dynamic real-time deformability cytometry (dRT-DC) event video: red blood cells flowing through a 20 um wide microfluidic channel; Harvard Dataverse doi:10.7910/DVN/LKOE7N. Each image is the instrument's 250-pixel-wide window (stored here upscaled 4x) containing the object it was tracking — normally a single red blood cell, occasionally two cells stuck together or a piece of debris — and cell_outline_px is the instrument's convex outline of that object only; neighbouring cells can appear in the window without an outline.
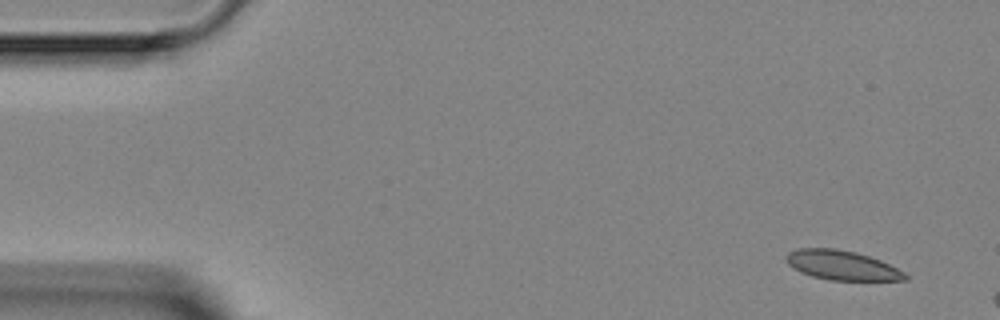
{"species": "Egyptian fruit bat (a non-hibernating species)", "species_latin": "Rousettus aegyptiacus", "temperature_condition": "room temperature", "stored_images_in_passage": 2, "camera_frame_rate_fps": 3000, "um_per_image_px": 0.085, "animal": {"sex": "female"}, "frame": {"image": 1, "passage_image": 1, "time_ms": 0.0, "image_size_px": [1000, 320], "cell_outline_px": [[908, 280], [828, 280], [812, 276], [800, 272], [788, 264], [784, 260], [784, 256], [788, 252], [796, 248], [836, 248], [856, 252], [880, 260], [904, 272], [908, 276]], "centroid_in_image_um": [71.51, 22.54], "position_along_channel_um": 13.5, "area_um2": 20.52}}